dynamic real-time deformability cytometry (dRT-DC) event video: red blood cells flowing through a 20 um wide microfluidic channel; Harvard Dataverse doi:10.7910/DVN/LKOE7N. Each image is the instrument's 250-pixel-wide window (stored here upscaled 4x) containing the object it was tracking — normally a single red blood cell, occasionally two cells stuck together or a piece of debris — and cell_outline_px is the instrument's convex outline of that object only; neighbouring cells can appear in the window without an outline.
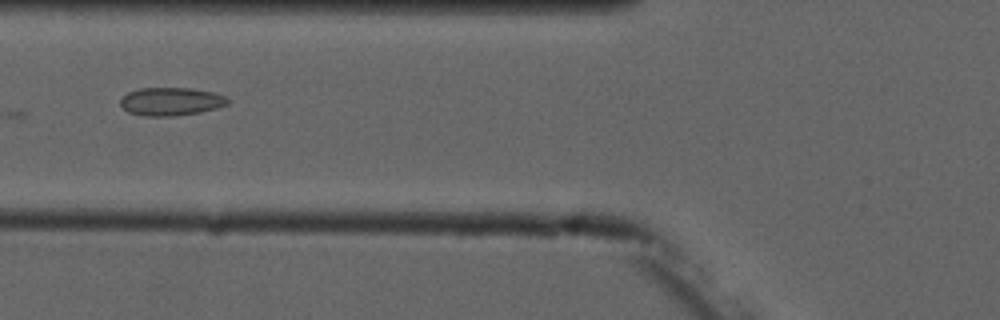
{"species": "common noctule bat (a hibernating species)", "species_latin": "Nyctalus noctula", "temperature_condition": "cold", "stored_images_in_passage": 8, "camera_frame_rate_fps": 3000, "um_per_image_px": 0.085, "animal": {"sex": "male", "forearm_length_mm": 52.5}, "frame": {"image": 1, "passage_image": 6, "time_ms": 6.333, "image_size_px": [1000, 320], "cell_outline_px": [[228, 104], [216, 108], [200, 112], [176, 116], [144, 116], [128, 112], [120, 104], [120, 100], [128, 92], [140, 88], [192, 88], [212, 92], [224, 96], [228, 100]], "centroid_in_image_um": [14.52, 8.63], "position_along_channel_um": 111.3, "area_um2": 17.51}}
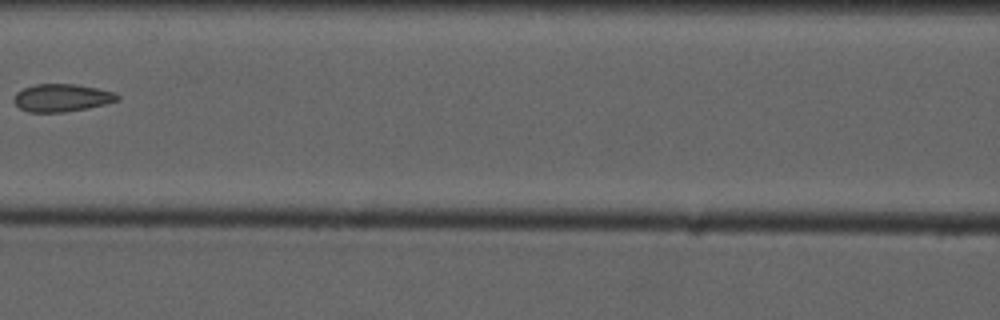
{"frame": {"image": 2, "passage_image": 7, "time_ms": 7.667, "image_size_px": [1000, 320], "cell_outline_px": [[120, 100], [88, 108], [64, 112], [28, 112], [20, 108], [12, 100], [16, 92], [24, 88], [36, 84], [76, 84], [96, 88], [112, 92], [120, 96]], "centroid_in_image_um": [5.23, 8.31], "position_along_channel_um": 161.4, "area_um2": 16.65}}
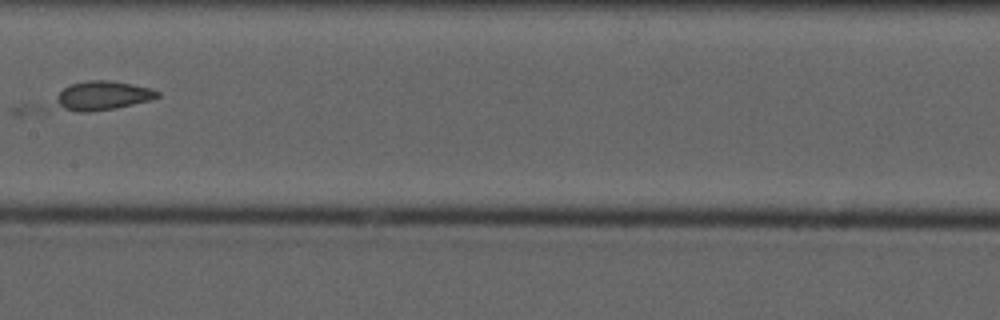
{"frame": {"image": 3, "passage_image": 8, "time_ms": 8.667, "image_size_px": [1000, 320], "cell_outline_px": [[160, 96], [152, 100], [116, 108], [88, 112], [80, 112], [64, 108], [56, 104], [56, 96], [64, 88], [72, 84], [84, 80], [108, 80], [132, 84], [152, 88], [160, 92]], "centroid_in_image_um": [8.77, 8.12], "position_along_channel_um": 198.6, "area_um2": 17.17}}